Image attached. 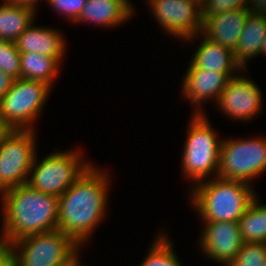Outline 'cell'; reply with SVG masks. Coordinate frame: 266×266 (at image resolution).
<instances>
[{
    "mask_svg": "<svg viewBox=\"0 0 266 266\" xmlns=\"http://www.w3.org/2000/svg\"><path fill=\"white\" fill-rule=\"evenodd\" d=\"M157 24L183 42L198 39L202 30L199 0H147Z\"/></svg>",
    "mask_w": 266,
    "mask_h": 266,
    "instance_id": "10",
    "label": "cell"
},
{
    "mask_svg": "<svg viewBox=\"0 0 266 266\" xmlns=\"http://www.w3.org/2000/svg\"><path fill=\"white\" fill-rule=\"evenodd\" d=\"M263 95L255 81L238 74L231 77L216 102L218 109L234 120L248 121L262 112Z\"/></svg>",
    "mask_w": 266,
    "mask_h": 266,
    "instance_id": "11",
    "label": "cell"
},
{
    "mask_svg": "<svg viewBox=\"0 0 266 266\" xmlns=\"http://www.w3.org/2000/svg\"><path fill=\"white\" fill-rule=\"evenodd\" d=\"M265 263L266 243L244 242L229 266H264Z\"/></svg>",
    "mask_w": 266,
    "mask_h": 266,
    "instance_id": "24",
    "label": "cell"
},
{
    "mask_svg": "<svg viewBox=\"0 0 266 266\" xmlns=\"http://www.w3.org/2000/svg\"><path fill=\"white\" fill-rule=\"evenodd\" d=\"M266 33V14L250 11L241 31L234 55L237 63L246 70L247 63L261 54Z\"/></svg>",
    "mask_w": 266,
    "mask_h": 266,
    "instance_id": "18",
    "label": "cell"
},
{
    "mask_svg": "<svg viewBox=\"0 0 266 266\" xmlns=\"http://www.w3.org/2000/svg\"><path fill=\"white\" fill-rule=\"evenodd\" d=\"M161 233V234H160ZM148 249V254L139 266H182L174 250V243L168 235L160 231Z\"/></svg>",
    "mask_w": 266,
    "mask_h": 266,
    "instance_id": "22",
    "label": "cell"
},
{
    "mask_svg": "<svg viewBox=\"0 0 266 266\" xmlns=\"http://www.w3.org/2000/svg\"><path fill=\"white\" fill-rule=\"evenodd\" d=\"M59 30L36 26L33 23L15 41L20 53H40L55 57L60 63L65 56L66 40Z\"/></svg>",
    "mask_w": 266,
    "mask_h": 266,
    "instance_id": "15",
    "label": "cell"
},
{
    "mask_svg": "<svg viewBox=\"0 0 266 266\" xmlns=\"http://www.w3.org/2000/svg\"><path fill=\"white\" fill-rule=\"evenodd\" d=\"M0 266H19L15 253L9 246L0 244Z\"/></svg>",
    "mask_w": 266,
    "mask_h": 266,
    "instance_id": "27",
    "label": "cell"
},
{
    "mask_svg": "<svg viewBox=\"0 0 266 266\" xmlns=\"http://www.w3.org/2000/svg\"><path fill=\"white\" fill-rule=\"evenodd\" d=\"M14 80L10 75L0 70V99L9 92Z\"/></svg>",
    "mask_w": 266,
    "mask_h": 266,
    "instance_id": "28",
    "label": "cell"
},
{
    "mask_svg": "<svg viewBox=\"0 0 266 266\" xmlns=\"http://www.w3.org/2000/svg\"><path fill=\"white\" fill-rule=\"evenodd\" d=\"M51 87L37 80H14L9 92L0 99V115L13 130H35L33 127L44 109Z\"/></svg>",
    "mask_w": 266,
    "mask_h": 266,
    "instance_id": "7",
    "label": "cell"
},
{
    "mask_svg": "<svg viewBox=\"0 0 266 266\" xmlns=\"http://www.w3.org/2000/svg\"><path fill=\"white\" fill-rule=\"evenodd\" d=\"M21 78L42 81L53 87L61 71V63L55 58L40 53H21Z\"/></svg>",
    "mask_w": 266,
    "mask_h": 266,
    "instance_id": "20",
    "label": "cell"
},
{
    "mask_svg": "<svg viewBox=\"0 0 266 266\" xmlns=\"http://www.w3.org/2000/svg\"><path fill=\"white\" fill-rule=\"evenodd\" d=\"M120 1L134 13V8L129 0H120Z\"/></svg>",
    "mask_w": 266,
    "mask_h": 266,
    "instance_id": "33",
    "label": "cell"
},
{
    "mask_svg": "<svg viewBox=\"0 0 266 266\" xmlns=\"http://www.w3.org/2000/svg\"><path fill=\"white\" fill-rule=\"evenodd\" d=\"M12 128L6 123L0 115V143L12 132Z\"/></svg>",
    "mask_w": 266,
    "mask_h": 266,
    "instance_id": "31",
    "label": "cell"
},
{
    "mask_svg": "<svg viewBox=\"0 0 266 266\" xmlns=\"http://www.w3.org/2000/svg\"><path fill=\"white\" fill-rule=\"evenodd\" d=\"M266 171V136L222 139L218 177L250 181Z\"/></svg>",
    "mask_w": 266,
    "mask_h": 266,
    "instance_id": "6",
    "label": "cell"
},
{
    "mask_svg": "<svg viewBox=\"0 0 266 266\" xmlns=\"http://www.w3.org/2000/svg\"><path fill=\"white\" fill-rule=\"evenodd\" d=\"M189 193L193 210L204 222H238L257 196L252 184L218 176L192 184Z\"/></svg>",
    "mask_w": 266,
    "mask_h": 266,
    "instance_id": "3",
    "label": "cell"
},
{
    "mask_svg": "<svg viewBox=\"0 0 266 266\" xmlns=\"http://www.w3.org/2000/svg\"><path fill=\"white\" fill-rule=\"evenodd\" d=\"M81 250V247L65 262L62 264H59L58 266H85L81 260H80V255L79 251Z\"/></svg>",
    "mask_w": 266,
    "mask_h": 266,
    "instance_id": "30",
    "label": "cell"
},
{
    "mask_svg": "<svg viewBox=\"0 0 266 266\" xmlns=\"http://www.w3.org/2000/svg\"><path fill=\"white\" fill-rule=\"evenodd\" d=\"M238 8H248V0H203L201 2L202 20L208 16Z\"/></svg>",
    "mask_w": 266,
    "mask_h": 266,
    "instance_id": "25",
    "label": "cell"
},
{
    "mask_svg": "<svg viewBox=\"0 0 266 266\" xmlns=\"http://www.w3.org/2000/svg\"><path fill=\"white\" fill-rule=\"evenodd\" d=\"M20 54L15 42L0 40V70L15 80L21 78Z\"/></svg>",
    "mask_w": 266,
    "mask_h": 266,
    "instance_id": "23",
    "label": "cell"
},
{
    "mask_svg": "<svg viewBox=\"0 0 266 266\" xmlns=\"http://www.w3.org/2000/svg\"><path fill=\"white\" fill-rule=\"evenodd\" d=\"M50 153L37 160L34 156L28 184L45 194L56 197L65 193L93 165L92 161L82 160L81 150H64Z\"/></svg>",
    "mask_w": 266,
    "mask_h": 266,
    "instance_id": "5",
    "label": "cell"
},
{
    "mask_svg": "<svg viewBox=\"0 0 266 266\" xmlns=\"http://www.w3.org/2000/svg\"><path fill=\"white\" fill-rule=\"evenodd\" d=\"M134 13L120 0H87L74 23H93L100 27H117L125 24Z\"/></svg>",
    "mask_w": 266,
    "mask_h": 266,
    "instance_id": "16",
    "label": "cell"
},
{
    "mask_svg": "<svg viewBox=\"0 0 266 266\" xmlns=\"http://www.w3.org/2000/svg\"><path fill=\"white\" fill-rule=\"evenodd\" d=\"M183 78L182 96L190 100L195 107L192 114H205L202 103L212 99L217 102L220 93L226 87L229 79L238 75L236 72H217L195 67L191 62ZM199 107V108H198ZM197 110V111H196Z\"/></svg>",
    "mask_w": 266,
    "mask_h": 266,
    "instance_id": "13",
    "label": "cell"
},
{
    "mask_svg": "<svg viewBox=\"0 0 266 266\" xmlns=\"http://www.w3.org/2000/svg\"><path fill=\"white\" fill-rule=\"evenodd\" d=\"M9 247L19 266H58L80 248L59 229L23 237Z\"/></svg>",
    "mask_w": 266,
    "mask_h": 266,
    "instance_id": "8",
    "label": "cell"
},
{
    "mask_svg": "<svg viewBox=\"0 0 266 266\" xmlns=\"http://www.w3.org/2000/svg\"><path fill=\"white\" fill-rule=\"evenodd\" d=\"M265 54L266 55V33H265V37L262 43V48H261V55Z\"/></svg>",
    "mask_w": 266,
    "mask_h": 266,
    "instance_id": "34",
    "label": "cell"
},
{
    "mask_svg": "<svg viewBox=\"0 0 266 266\" xmlns=\"http://www.w3.org/2000/svg\"><path fill=\"white\" fill-rule=\"evenodd\" d=\"M12 3L18 4V5H24V6H29L37 10V3L39 0H8Z\"/></svg>",
    "mask_w": 266,
    "mask_h": 266,
    "instance_id": "32",
    "label": "cell"
},
{
    "mask_svg": "<svg viewBox=\"0 0 266 266\" xmlns=\"http://www.w3.org/2000/svg\"><path fill=\"white\" fill-rule=\"evenodd\" d=\"M248 9L266 14V0H248Z\"/></svg>",
    "mask_w": 266,
    "mask_h": 266,
    "instance_id": "29",
    "label": "cell"
},
{
    "mask_svg": "<svg viewBox=\"0 0 266 266\" xmlns=\"http://www.w3.org/2000/svg\"><path fill=\"white\" fill-rule=\"evenodd\" d=\"M199 35L202 41L190 61L195 67L217 72L247 73V70H243L237 63L231 49L210 41L201 33Z\"/></svg>",
    "mask_w": 266,
    "mask_h": 266,
    "instance_id": "17",
    "label": "cell"
},
{
    "mask_svg": "<svg viewBox=\"0 0 266 266\" xmlns=\"http://www.w3.org/2000/svg\"><path fill=\"white\" fill-rule=\"evenodd\" d=\"M35 133V130H12L0 143V194L28 182L37 152Z\"/></svg>",
    "mask_w": 266,
    "mask_h": 266,
    "instance_id": "9",
    "label": "cell"
},
{
    "mask_svg": "<svg viewBox=\"0 0 266 266\" xmlns=\"http://www.w3.org/2000/svg\"><path fill=\"white\" fill-rule=\"evenodd\" d=\"M2 226L0 244L58 229V197L32 188L28 183L0 194Z\"/></svg>",
    "mask_w": 266,
    "mask_h": 266,
    "instance_id": "2",
    "label": "cell"
},
{
    "mask_svg": "<svg viewBox=\"0 0 266 266\" xmlns=\"http://www.w3.org/2000/svg\"><path fill=\"white\" fill-rule=\"evenodd\" d=\"M203 224L205 225L198 242L201 246L200 252L222 266H229L244 243L239 223L217 221Z\"/></svg>",
    "mask_w": 266,
    "mask_h": 266,
    "instance_id": "12",
    "label": "cell"
},
{
    "mask_svg": "<svg viewBox=\"0 0 266 266\" xmlns=\"http://www.w3.org/2000/svg\"><path fill=\"white\" fill-rule=\"evenodd\" d=\"M108 172L92 165L58 197V229L79 247L85 245L106 217Z\"/></svg>",
    "mask_w": 266,
    "mask_h": 266,
    "instance_id": "1",
    "label": "cell"
},
{
    "mask_svg": "<svg viewBox=\"0 0 266 266\" xmlns=\"http://www.w3.org/2000/svg\"><path fill=\"white\" fill-rule=\"evenodd\" d=\"M249 12L248 8H238L208 16L202 21L201 34L234 51Z\"/></svg>",
    "mask_w": 266,
    "mask_h": 266,
    "instance_id": "14",
    "label": "cell"
},
{
    "mask_svg": "<svg viewBox=\"0 0 266 266\" xmlns=\"http://www.w3.org/2000/svg\"><path fill=\"white\" fill-rule=\"evenodd\" d=\"M258 197L238 221L242 239L246 243H266V204L259 203Z\"/></svg>",
    "mask_w": 266,
    "mask_h": 266,
    "instance_id": "21",
    "label": "cell"
},
{
    "mask_svg": "<svg viewBox=\"0 0 266 266\" xmlns=\"http://www.w3.org/2000/svg\"><path fill=\"white\" fill-rule=\"evenodd\" d=\"M87 0H46L50 8L62 14L64 18L74 23L81 14Z\"/></svg>",
    "mask_w": 266,
    "mask_h": 266,
    "instance_id": "26",
    "label": "cell"
},
{
    "mask_svg": "<svg viewBox=\"0 0 266 266\" xmlns=\"http://www.w3.org/2000/svg\"><path fill=\"white\" fill-rule=\"evenodd\" d=\"M187 129L182 153V173L187 180L198 182L218 176L222 138L219 139L205 114H193ZM211 173V174H210ZM191 179V180H190Z\"/></svg>",
    "mask_w": 266,
    "mask_h": 266,
    "instance_id": "4",
    "label": "cell"
},
{
    "mask_svg": "<svg viewBox=\"0 0 266 266\" xmlns=\"http://www.w3.org/2000/svg\"><path fill=\"white\" fill-rule=\"evenodd\" d=\"M36 10L8 0L0 4V40L15 42L36 19Z\"/></svg>",
    "mask_w": 266,
    "mask_h": 266,
    "instance_id": "19",
    "label": "cell"
}]
</instances>
